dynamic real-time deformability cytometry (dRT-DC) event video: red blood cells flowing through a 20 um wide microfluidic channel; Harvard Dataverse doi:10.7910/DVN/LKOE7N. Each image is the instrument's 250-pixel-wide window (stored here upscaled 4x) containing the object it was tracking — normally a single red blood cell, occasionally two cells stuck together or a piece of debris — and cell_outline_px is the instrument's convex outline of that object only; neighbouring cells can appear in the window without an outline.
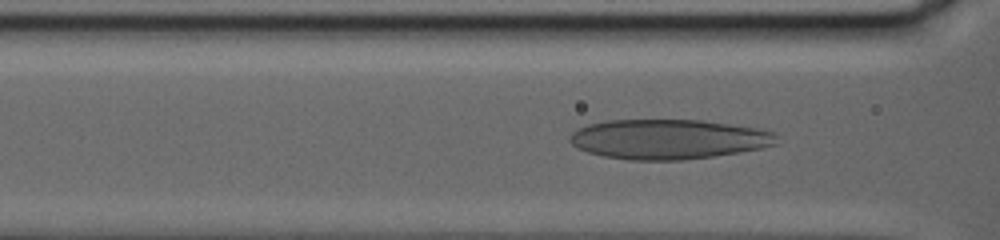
{"species": "human", "species_latin": "Homo sapiens", "temperature_condition": "warm", "stored_images_in_passage": 67, "camera_frame_rate_fps": 3000, "um_per_image_px": 0.085, "donor": {"sex": "female"}, "frame": {"image": 1, "passage_image": 24, "time_ms": 7.667, "image_size_px": [1000, 240], "cell_outline_px": [[776, 144], [760, 148], [740, 152], [712, 156], [680, 160], [628, 160], [604, 156], [588, 152], [572, 144], [568, 140], [568, 136], [576, 128], [588, 124], [608, 120], [700, 120], [756, 128], [772, 132], [776, 136]], "centroid_in_image_um": [56.75, 11.83], "position_along_channel_um": 109.9, "area_um2": 47.74}}
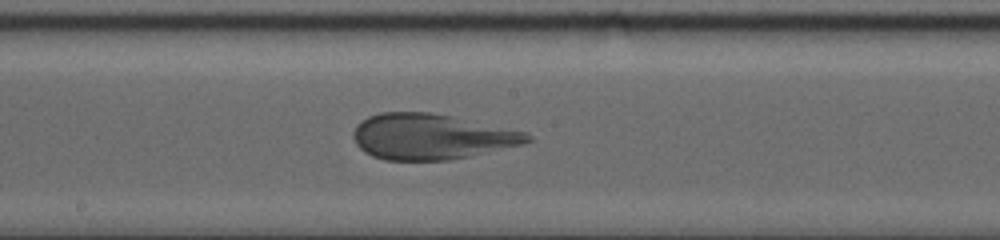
{"frame": {"image": 2, "passage_image": 42, "time_ms": 13.667, "image_size_px": [1000, 240], "cell_outline_px": [[532, 140], [520, 144], [468, 156], [448, 160], [384, 160], [372, 156], [364, 152], [356, 144], [352, 136], [352, 132], [356, 124], [360, 120], [368, 116], [380, 112], [432, 112], [452, 116], [524, 132], [532, 136]], "centroid_in_image_um": [36.55, 11.6], "position_along_channel_um": 211.6, "area_um2": 45.95}}
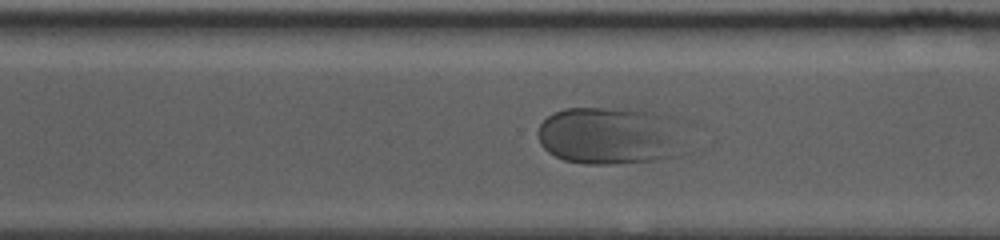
{"frame": {"image": 3, "passage_image": 61, "time_ms": 20.0, "image_size_px": [1000, 240], "cell_outline_px": [[668, 156], [652, 160], [612, 164], [584, 164], [564, 160], [548, 152], [540, 144], [536, 132], [540, 124], [552, 112], [564, 108], [628, 108], [652, 112], [656, 116]], "centroid_in_image_um": [51.2, 11.53], "position_along_channel_um": 319.4, "area_um2": 44.68}}